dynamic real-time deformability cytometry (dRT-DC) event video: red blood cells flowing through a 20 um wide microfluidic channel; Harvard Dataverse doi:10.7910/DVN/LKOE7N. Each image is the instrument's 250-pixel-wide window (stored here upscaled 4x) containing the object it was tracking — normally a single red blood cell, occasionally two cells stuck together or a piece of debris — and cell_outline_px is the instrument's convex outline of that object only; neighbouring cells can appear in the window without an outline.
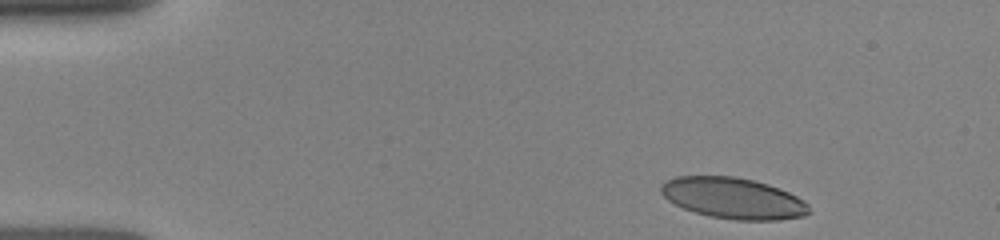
{"species": "human", "species_latin": "Homo sapiens", "temperature_condition": "room temperature", "stored_images_in_passage": 19, "camera_frame_rate_fps": 3000, "um_per_image_px": 0.085, "donor": {"sex": "female"}, "frame": {"image": 1, "passage_image": 1, "time_ms": 0.0, "image_size_px": [1000, 240], "cell_outline_px": [[812, 212], [804, 216], [776, 220], [736, 220], [708, 216], [684, 208], [668, 200], [660, 192], [660, 184], [676, 176], [736, 176], [768, 184], [780, 188], [804, 200], [808, 204]], "centroid_in_image_um": [62.34, 16.84], "position_along_channel_um": 22.7, "area_um2": 35.49}}
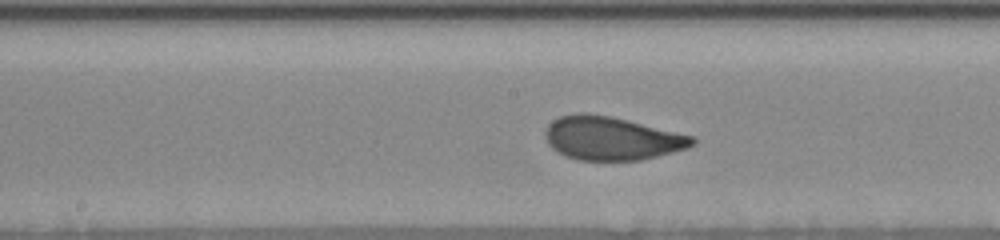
{"frame": {"image": 2, "passage_image": 11, "time_ms": 6.333, "image_size_px": [1000, 240], "cell_outline_px": [[696, 144], [688, 148], [640, 160], [576, 160], [564, 156], [552, 148], [548, 144], [544, 132], [548, 124], [552, 120], [560, 116], [580, 112], [584, 112], [608, 116], [628, 120], [692, 136], [696, 140]], "centroid_in_image_um": [51.95, 11.76], "position_along_channel_um": 196.3, "area_um2": 37.17}}
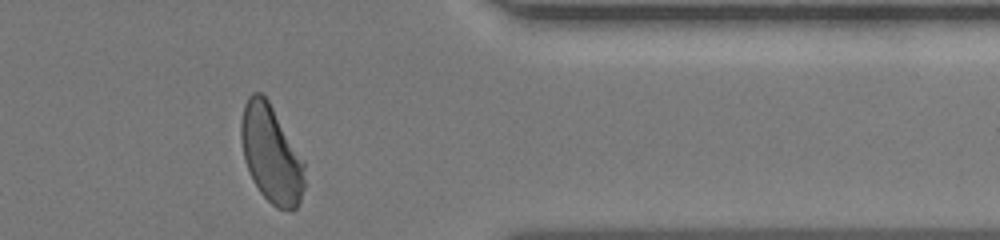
{"frame": {"image": 3, "passage_image": 19, "time_ms": 11.333, "image_size_px": [1000, 240], "cell_outline_px": [[304, 188], [300, 200], [296, 208], [292, 212], [276, 208], [260, 192], [252, 180], [244, 160], [240, 136], [240, 120], [244, 104], [248, 96], [252, 92], [260, 92], [268, 100], [304, 160]], "centroid_in_image_um": [23.03, 13.11], "position_along_channel_um": 388.4, "area_um2": 36.3}}